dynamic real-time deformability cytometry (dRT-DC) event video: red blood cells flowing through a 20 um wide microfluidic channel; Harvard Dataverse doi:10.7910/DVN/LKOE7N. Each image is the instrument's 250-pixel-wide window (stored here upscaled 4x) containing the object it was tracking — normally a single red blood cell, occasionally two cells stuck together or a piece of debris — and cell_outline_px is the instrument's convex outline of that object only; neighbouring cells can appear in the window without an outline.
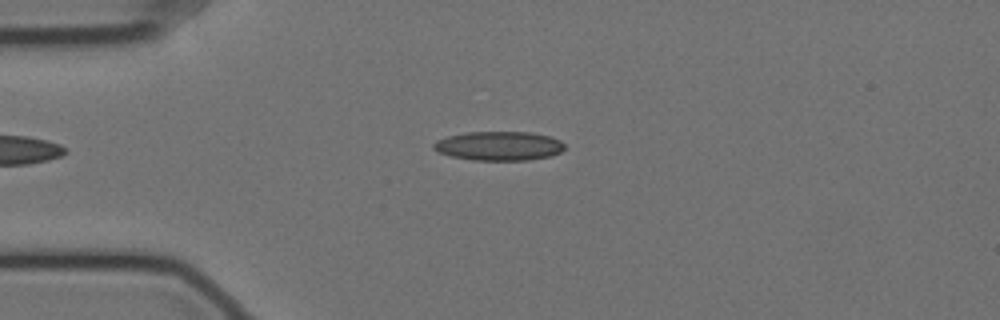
{"species": "Egyptian fruit bat (a non-hibernating species)", "species_latin": "Rousettus aegyptiacus", "temperature_condition": "cold", "stored_images_in_passage": 47, "camera_frame_rate_fps": 3000, "um_per_image_px": 0.085, "animal": {"sex": "female"}, "frame": {"image": 1, "passage_image": 4, "time_ms": 1.0, "image_size_px": [1000, 320], "cell_outline_px": [[564, 148], [560, 152], [552, 156], [528, 160], [472, 160], [448, 156], [432, 148], [432, 144], [436, 140], [448, 136], [464, 132], [532, 132], [552, 136], [560, 140], [564, 144]], "centroid_in_image_um": [42.41, 12.4], "position_along_channel_um": 42.6, "area_um2": 22.48}}
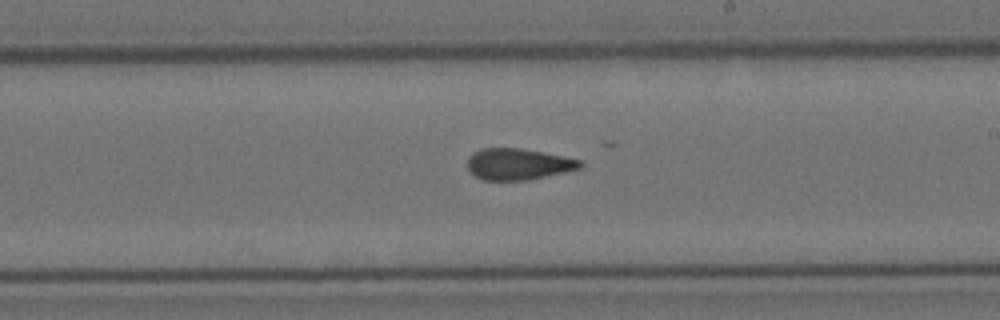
{"frame": {"image": 2, "passage_image": 23, "time_ms": 7.333, "image_size_px": [1000, 320], "cell_outline_px": [[584, 164], [580, 168], [564, 172], [528, 180], [484, 180], [476, 176], [468, 168], [468, 156], [472, 152], [480, 148], [520, 148], [564, 156], [580, 160]], "centroid_in_image_um": [44.03, 13.94], "position_along_channel_um": 245.0, "area_um2": 20.52}}
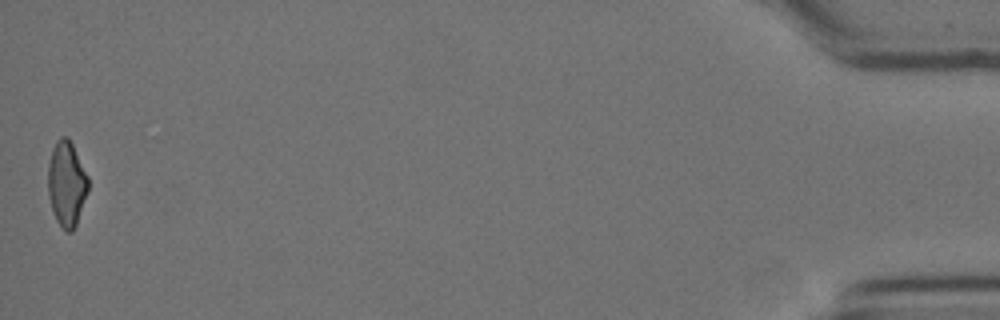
{"frame": {"image": 3, "passage_image": 47, "time_ms": 15.333, "image_size_px": [1000, 320], "cell_outline_px": [[88, 192], [76, 224], [72, 232], [64, 232], [56, 220], [48, 196], [48, 164], [52, 148], [56, 140], [60, 136], [68, 136], [88, 176]], "centroid_in_image_um": [5.65, 15.62], "position_along_channel_um": 429.5, "area_um2": 20.06}, "authors_computed_cell_mechanics": {"area_um2": 21.097, "velocity_mm_per_s": 3.5221, "shape_relaxation_time_tau1_ms": null, "shape_relaxation_time_tau2_ms": 4.8342, "deformation_change_tau1": null, "deformation_change_tau2": 0.1212}}